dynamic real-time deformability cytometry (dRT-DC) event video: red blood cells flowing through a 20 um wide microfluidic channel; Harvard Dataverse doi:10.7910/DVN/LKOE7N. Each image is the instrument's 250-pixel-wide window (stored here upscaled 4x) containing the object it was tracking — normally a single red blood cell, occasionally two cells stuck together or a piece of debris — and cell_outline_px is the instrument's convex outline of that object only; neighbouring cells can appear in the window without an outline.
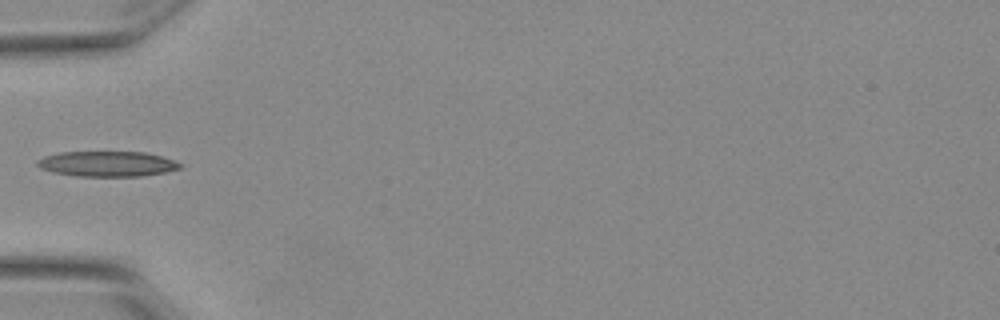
{"species": "Egyptian fruit bat (a non-hibernating species)", "species_latin": "Rousettus aegyptiacus", "temperature_condition": "warm", "stored_images_in_passage": 23, "camera_frame_rate_fps": 3000, "um_per_image_px": 0.085, "animal": {"sex": "female"}, "frame": {"image": 1, "passage_image": 1, "time_ms": 0.0, "image_size_px": [1000, 320], "cell_outline_px": [[184, 164], [180, 168], [164, 172], [140, 176], [76, 176], [52, 172], [40, 168], [36, 164], [36, 160], [44, 156], [60, 152], [144, 152], [160, 156]], "centroid_in_image_um": [9.07, 13.93], "position_along_channel_um": 75.9, "area_um2": 20.98}}
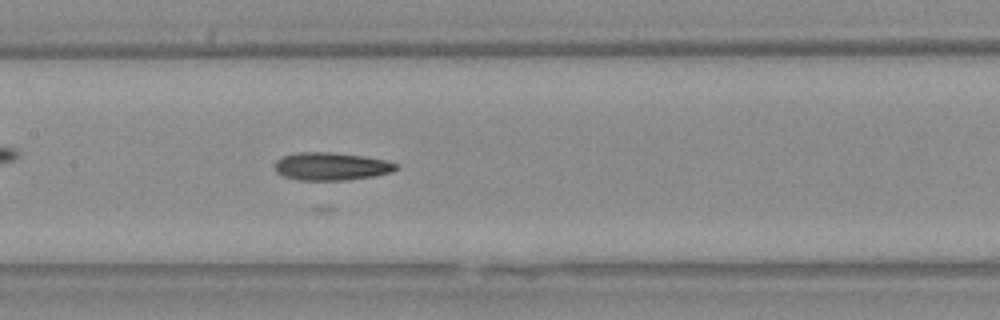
{"frame": {"image": 2, "passage_image": 9, "time_ms": 2.667, "image_size_px": [1000, 320], "cell_outline_px": [[400, 168], [392, 172], [372, 176], [344, 180], [300, 180], [284, 176], [276, 172], [276, 160], [284, 156], [296, 152], [332, 152], [360, 156], [384, 160], [396, 164]], "centroid_in_image_um": [28.14, 14.14], "position_along_channel_um": 179.3, "area_um2": 19.42}}
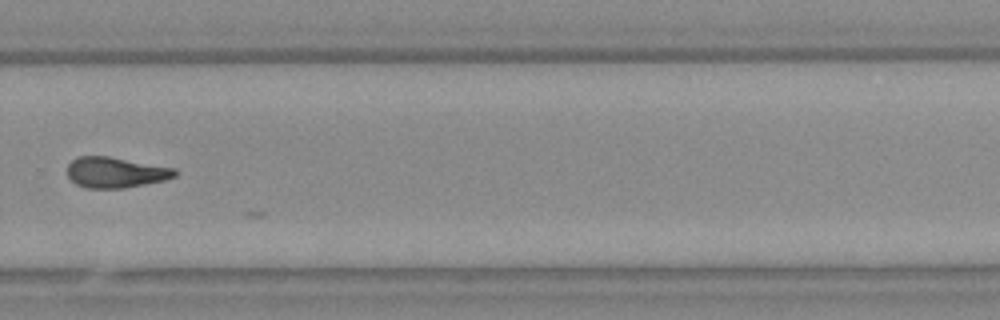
{"frame": {"image": 3, "passage_image": 20, "time_ms": 6.333, "image_size_px": [1000, 320], "cell_outline_px": [[176, 176], [164, 180], [124, 188], [88, 188], [76, 184], [68, 176], [68, 164], [76, 156], [108, 156], [176, 168]], "centroid_in_image_um": [9.82, 14.64], "position_along_channel_um": 320.0, "area_um2": 19.13}}